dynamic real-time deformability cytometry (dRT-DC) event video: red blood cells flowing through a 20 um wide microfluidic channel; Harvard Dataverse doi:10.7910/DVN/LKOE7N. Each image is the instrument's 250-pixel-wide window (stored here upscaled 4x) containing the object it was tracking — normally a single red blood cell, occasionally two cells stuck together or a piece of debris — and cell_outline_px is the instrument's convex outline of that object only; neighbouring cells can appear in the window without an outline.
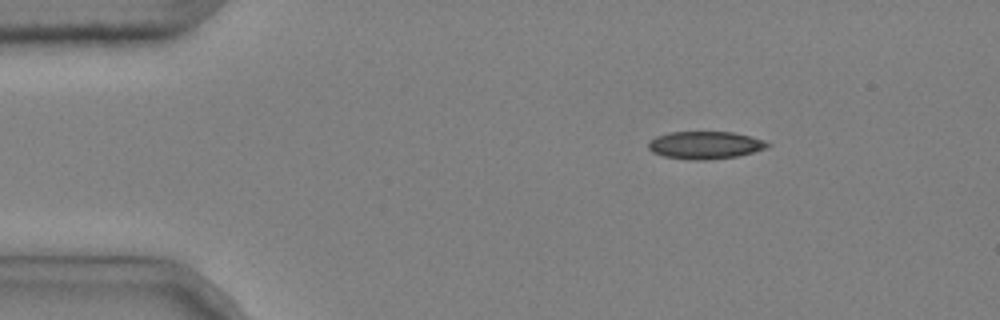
{"species": "common noctule bat (a hibernating species)", "species_latin": "Nyctalus noctula", "temperature_condition": "cold", "stored_images_in_passage": 3, "camera_frame_rate_fps": 3000, "um_per_image_px": 0.085, "animal": {"sex": "male", "body_mass_g": 20.4}, "frame": {"image": 1, "passage_image": 1, "time_ms": 0.0, "image_size_px": [1000, 320], "cell_outline_px": [[772, 144], [768, 148], [736, 156], [704, 160], [692, 160], [664, 156], [652, 152], [648, 148], [648, 144], [656, 136], [668, 132], [732, 132], [764, 140]], "centroid_in_image_um": [59.94, 12.33], "position_along_channel_um": 25.1, "area_um2": 19.02}}